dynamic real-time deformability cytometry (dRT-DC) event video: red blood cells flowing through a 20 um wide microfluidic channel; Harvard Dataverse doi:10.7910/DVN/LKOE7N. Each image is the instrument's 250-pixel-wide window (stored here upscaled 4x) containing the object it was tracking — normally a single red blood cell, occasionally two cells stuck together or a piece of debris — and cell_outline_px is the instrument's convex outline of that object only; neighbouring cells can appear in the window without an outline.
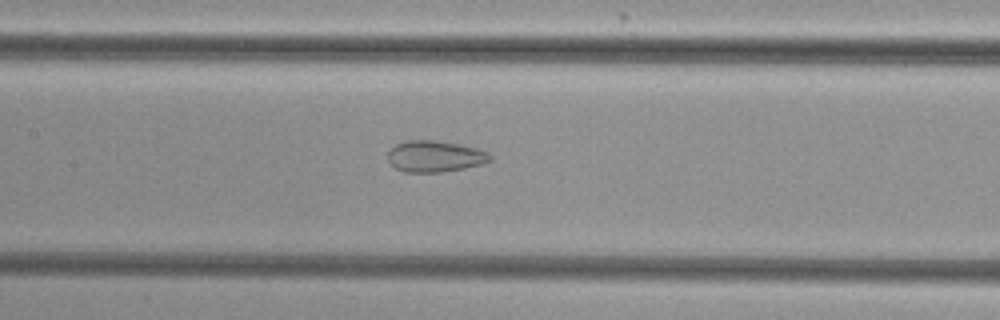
{"species": "common noctule bat (a hibernating species)", "species_latin": "Nyctalus noctula", "temperature_condition": "cold", "stored_images_in_passage": 46, "camera_frame_rate_fps": 3000, "um_per_image_px": 0.085, "animal": {"sex": "female", "body_mass_g": 29.2, "forearm_length_mm": 56.3}, "frame": {"image": 1, "passage_image": 18, "time_ms": 5.667, "image_size_px": [1000, 320], "cell_outline_px": [[492, 160], [480, 164], [464, 168], [440, 172], [404, 172], [396, 168], [388, 160], [388, 152], [396, 144], [408, 140], [432, 140], [456, 144], [476, 148], [488, 152], [492, 156]], "centroid_in_image_um": [36.96, 13.29], "position_along_channel_um": 170.4, "area_um2": 18.44}}
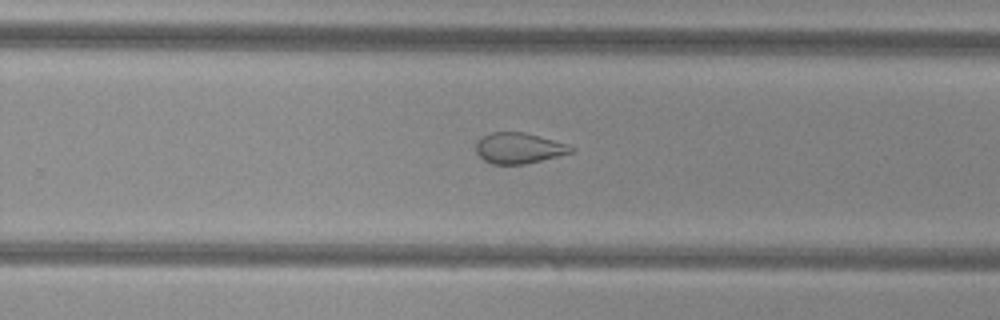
{"frame": {"image": 2, "passage_image": 27, "time_ms": 8.667, "image_size_px": [1000, 320], "cell_outline_px": [[576, 148], [572, 152], [524, 164], [492, 164], [484, 160], [476, 152], [476, 140], [492, 132], [524, 132], [568, 144]], "centroid_in_image_um": [44.08, 12.58], "position_along_channel_um": 285.7, "area_um2": 16.88}}
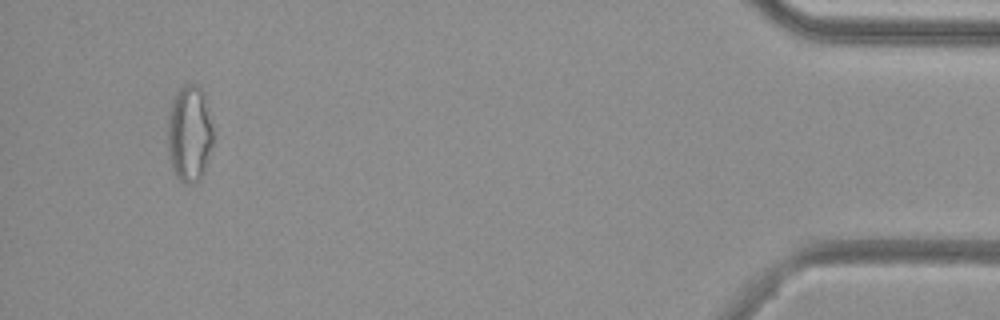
{"frame": {"image": 3, "passage_image": 43, "time_ms": 14.0, "image_size_px": [1000, 320], "cell_outline_px": [[212, 144], [208, 160], [204, 172], [200, 180], [196, 184], [184, 184], [176, 176], [168, 160], [168, 112], [172, 100], [180, 88], [184, 84], [196, 84], [204, 92], [208, 108], [212, 128]], "centroid_in_image_um": [16.09, 11.39], "position_along_channel_um": 419.1, "area_um2": 25.95}, "authors_computed_cell_mechanics": {"area_um2": 22.1952, "velocity_mm_per_s": 3.8502, "shape_relaxation_time_tau1_ms": null, "shape_relaxation_time_tau2_ms": 1.7173, "deformation_change_tau1": null, "deformation_change_tau2": 0.0792}}